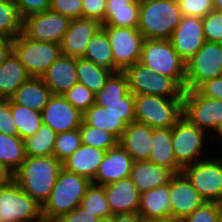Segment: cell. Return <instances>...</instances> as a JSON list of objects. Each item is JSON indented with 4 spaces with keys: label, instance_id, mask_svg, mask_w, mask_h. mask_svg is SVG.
<instances>
[{
    "label": "cell",
    "instance_id": "ffe728a7",
    "mask_svg": "<svg viewBox=\"0 0 222 222\" xmlns=\"http://www.w3.org/2000/svg\"><path fill=\"white\" fill-rule=\"evenodd\" d=\"M53 95H64L76 83V58L60 55L41 76Z\"/></svg>",
    "mask_w": 222,
    "mask_h": 222
},
{
    "label": "cell",
    "instance_id": "cb8c5ba5",
    "mask_svg": "<svg viewBox=\"0 0 222 222\" xmlns=\"http://www.w3.org/2000/svg\"><path fill=\"white\" fill-rule=\"evenodd\" d=\"M173 175L171 170L148 160L133 162L130 172V178L140 194L169 183Z\"/></svg>",
    "mask_w": 222,
    "mask_h": 222
},
{
    "label": "cell",
    "instance_id": "ee69618b",
    "mask_svg": "<svg viewBox=\"0 0 222 222\" xmlns=\"http://www.w3.org/2000/svg\"><path fill=\"white\" fill-rule=\"evenodd\" d=\"M202 21L205 40L222 44V12L213 9Z\"/></svg>",
    "mask_w": 222,
    "mask_h": 222
},
{
    "label": "cell",
    "instance_id": "44dd1931",
    "mask_svg": "<svg viewBox=\"0 0 222 222\" xmlns=\"http://www.w3.org/2000/svg\"><path fill=\"white\" fill-rule=\"evenodd\" d=\"M153 128L138 122L127 125L119 144L132 157L134 162L147 161L153 145Z\"/></svg>",
    "mask_w": 222,
    "mask_h": 222
},
{
    "label": "cell",
    "instance_id": "e575fe53",
    "mask_svg": "<svg viewBox=\"0 0 222 222\" xmlns=\"http://www.w3.org/2000/svg\"><path fill=\"white\" fill-rule=\"evenodd\" d=\"M23 18L13 0L0 1V36L15 39L22 33Z\"/></svg>",
    "mask_w": 222,
    "mask_h": 222
},
{
    "label": "cell",
    "instance_id": "52a82bcc",
    "mask_svg": "<svg viewBox=\"0 0 222 222\" xmlns=\"http://www.w3.org/2000/svg\"><path fill=\"white\" fill-rule=\"evenodd\" d=\"M182 116L191 124L204 130L212 137L215 144L219 143V129L222 123V100L201 96L195 89L184 90Z\"/></svg>",
    "mask_w": 222,
    "mask_h": 222
},
{
    "label": "cell",
    "instance_id": "c3c4849f",
    "mask_svg": "<svg viewBox=\"0 0 222 222\" xmlns=\"http://www.w3.org/2000/svg\"><path fill=\"white\" fill-rule=\"evenodd\" d=\"M0 133L18 135V131L11 113V99H0Z\"/></svg>",
    "mask_w": 222,
    "mask_h": 222
},
{
    "label": "cell",
    "instance_id": "30bf717a",
    "mask_svg": "<svg viewBox=\"0 0 222 222\" xmlns=\"http://www.w3.org/2000/svg\"><path fill=\"white\" fill-rule=\"evenodd\" d=\"M42 217V206L17 183L0 186V222H37Z\"/></svg>",
    "mask_w": 222,
    "mask_h": 222
},
{
    "label": "cell",
    "instance_id": "5bb4252c",
    "mask_svg": "<svg viewBox=\"0 0 222 222\" xmlns=\"http://www.w3.org/2000/svg\"><path fill=\"white\" fill-rule=\"evenodd\" d=\"M173 49L186 63L206 42L201 17L182 16L181 22L173 31L171 38Z\"/></svg>",
    "mask_w": 222,
    "mask_h": 222
},
{
    "label": "cell",
    "instance_id": "f907efd6",
    "mask_svg": "<svg viewBox=\"0 0 222 222\" xmlns=\"http://www.w3.org/2000/svg\"><path fill=\"white\" fill-rule=\"evenodd\" d=\"M21 17L49 10L51 0H13Z\"/></svg>",
    "mask_w": 222,
    "mask_h": 222
},
{
    "label": "cell",
    "instance_id": "e0dca14e",
    "mask_svg": "<svg viewBox=\"0 0 222 222\" xmlns=\"http://www.w3.org/2000/svg\"><path fill=\"white\" fill-rule=\"evenodd\" d=\"M101 27L102 24L95 19H71L68 30L60 43L61 54L75 58L83 57L88 43Z\"/></svg>",
    "mask_w": 222,
    "mask_h": 222
},
{
    "label": "cell",
    "instance_id": "f5cc1de1",
    "mask_svg": "<svg viewBox=\"0 0 222 222\" xmlns=\"http://www.w3.org/2000/svg\"><path fill=\"white\" fill-rule=\"evenodd\" d=\"M98 216L90 214L80 206L58 218L59 222H97Z\"/></svg>",
    "mask_w": 222,
    "mask_h": 222
},
{
    "label": "cell",
    "instance_id": "9c48e42d",
    "mask_svg": "<svg viewBox=\"0 0 222 222\" xmlns=\"http://www.w3.org/2000/svg\"><path fill=\"white\" fill-rule=\"evenodd\" d=\"M13 52L31 77H41L61 55L60 44L27 38L23 33L13 39Z\"/></svg>",
    "mask_w": 222,
    "mask_h": 222
},
{
    "label": "cell",
    "instance_id": "4316f807",
    "mask_svg": "<svg viewBox=\"0 0 222 222\" xmlns=\"http://www.w3.org/2000/svg\"><path fill=\"white\" fill-rule=\"evenodd\" d=\"M148 161L171 170L174 174L182 172L175 160L172 146V127L153 130V145Z\"/></svg>",
    "mask_w": 222,
    "mask_h": 222
},
{
    "label": "cell",
    "instance_id": "8fae6325",
    "mask_svg": "<svg viewBox=\"0 0 222 222\" xmlns=\"http://www.w3.org/2000/svg\"><path fill=\"white\" fill-rule=\"evenodd\" d=\"M101 28L110 42L114 58V72L124 71L127 67L139 62L144 37L138 28L114 26Z\"/></svg>",
    "mask_w": 222,
    "mask_h": 222
},
{
    "label": "cell",
    "instance_id": "7402d4cb",
    "mask_svg": "<svg viewBox=\"0 0 222 222\" xmlns=\"http://www.w3.org/2000/svg\"><path fill=\"white\" fill-rule=\"evenodd\" d=\"M105 153V150L82 144L63 162V168L92 182Z\"/></svg>",
    "mask_w": 222,
    "mask_h": 222
},
{
    "label": "cell",
    "instance_id": "7a4b0ae2",
    "mask_svg": "<svg viewBox=\"0 0 222 222\" xmlns=\"http://www.w3.org/2000/svg\"><path fill=\"white\" fill-rule=\"evenodd\" d=\"M182 16L178 0H140L138 30L144 39L169 40Z\"/></svg>",
    "mask_w": 222,
    "mask_h": 222
},
{
    "label": "cell",
    "instance_id": "7bdbcfd3",
    "mask_svg": "<svg viewBox=\"0 0 222 222\" xmlns=\"http://www.w3.org/2000/svg\"><path fill=\"white\" fill-rule=\"evenodd\" d=\"M63 96L81 113H84L94 105L95 94L79 82L69 89Z\"/></svg>",
    "mask_w": 222,
    "mask_h": 222
},
{
    "label": "cell",
    "instance_id": "d6a6232c",
    "mask_svg": "<svg viewBox=\"0 0 222 222\" xmlns=\"http://www.w3.org/2000/svg\"><path fill=\"white\" fill-rule=\"evenodd\" d=\"M56 134L51 127L42 124L34 135L23 140L26 157L52 156Z\"/></svg>",
    "mask_w": 222,
    "mask_h": 222
},
{
    "label": "cell",
    "instance_id": "d590c367",
    "mask_svg": "<svg viewBox=\"0 0 222 222\" xmlns=\"http://www.w3.org/2000/svg\"><path fill=\"white\" fill-rule=\"evenodd\" d=\"M129 93L128 79L123 71L113 72L105 86L95 93L94 102L120 101Z\"/></svg>",
    "mask_w": 222,
    "mask_h": 222
},
{
    "label": "cell",
    "instance_id": "9a60e30c",
    "mask_svg": "<svg viewBox=\"0 0 222 222\" xmlns=\"http://www.w3.org/2000/svg\"><path fill=\"white\" fill-rule=\"evenodd\" d=\"M169 192L171 217L179 221L206 202L182 172L170 179Z\"/></svg>",
    "mask_w": 222,
    "mask_h": 222
},
{
    "label": "cell",
    "instance_id": "8d00e7d4",
    "mask_svg": "<svg viewBox=\"0 0 222 222\" xmlns=\"http://www.w3.org/2000/svg\"><path fill=\"white\" fill-rule=\"evenodd\" d=\"M80 207L99 218L112 216L104 186L91 183L80 203Z\"/></svg>",
    "mask_w": 222,
    "mask_h": 222
},
{
    "label": "cell",
    "instance_id": "74e56055",
    "mask_svg": "<svg viewBox=\"0 0 222 222\" xmlns=\"http://www.w3.org/2000/svg\"><path fill=\"white\" fill-rule=\"evenodd\" d=\"M82 144L108 151L119 144V140L110 132L92 127L83 120L79 127Z\"/></svg>",
    "mask_w": 222,
    "mask_h": 222
},
{
    "label": "cell",
    "instance_id": "681fc988",
    "mask_svg": "<svg viewBox=\"0 0 222 222\" xmlns=\"http://www.w3.org/2000/svg\"><path fill=\"white\" fill-rule=\"evenodd\" d=\"M83 18L98 20L105 24L106 0H83Z\"/></svg>",
    "mask_w": 222,
    "mask_h": 222
},
{
    "label": "cell",
    "instance_id": "6125c7cd",
    "mask_svg": "<svg viewBox=\"0 0 222 222\" xmlns=\"http://www.w3.org/2000/svg\"><path fill=\"white\" fill-rule=\"evenodd\" d=\"M97 222H112V216L105 217V218H99Z\"/></svg>",
    "mask_w": 222,
    "mask_h": 222
},
{
    "label": "cell",
    "instance_id": "6f0895ef",
    "mask_svg": "<svg viewBox=\"0 0 222 222\" xmlns=\"http://www.w3.org/2000/svg\"><path fill=\"white\" fill-rule=\"evenodd\" d=\"M143 222H181L179 220L171 218H162V219H154V220H143Z\"/></svg>",
    "mask_w": 222,
    "mask_h": 222
},
{
    "label": "cell",
    "instance_id": "db71d44e",
    "mask_svg": "<svg viewBox=\"0 0 222 222\" xmlns=\"http://www.w3.org/2000/svg\"><path fill=\"white\" fill-rule=\"evenodd\" d=\"M13 52V39L0 36V66Z\"/></svg>",
    "mask_w": 222,
    "mask_h": 222
},
{
    "label": "cell",
    "instance_id": "836d02e7",
    "mask_svg": "<svg viewBox=\"0 0 222 222\" xmlns=\"http://www.w3.org/2000/svg\"><path fill=\"white\" fill-rule=\"evenodd\" d=\"M11 113L18 131V136L23 140L34 135L43 124L42 112H37L15 104L12 100Z\"/></svg>",
    "mask_w": 222,
    "mask_h": 222
},
{
    "label": "cell",
    "instance_id": "d6986e66",
    "mask_svg": "<svg viewBox=\"0 0 222 222\" xmlns=\"http://www.w3.org/2000/svg\"><path fill=\"white\" fill-rule=\"evenodd\" d=\"M111 215L137 213L140 193L130 177L104 186Z\"/></svg>",
    "mask_w": 222,
    "mask_h": 222
},
{
    "label": "cell",
    "instance_id": "d4e9b609",
    "mask_svg": "<svg viewBox=\"0 0 222 222\" xmlns=\"http://www.w3.org/2000/svg\"><path fill=\"white\" fill-rule=\"evenodd\" d=\"M53 94L41 77H30L10 98L15 104L42 112Z\"/></svg>",
    "mask_w": 222,
    "mask_h": 222
},
{
    "label": "cell",
    "instance_id": "2e32d148",
    "mask_svg": "<svg viewBox=\"0 0 222 222\" xmlns=\"http://www.w3.org/2000/svg\"><path fill=\"white\" fill-rule=\"evenodd\" d=\"M63 95H52L42 110L43 124L51 127L56 133L75 130L80 127L82 116Z\"/></svg>",
    "mask_w": 222,
    "mask_h": 222
},
{
    "label": "cell",
    "instance_id": "f1b7e54d",
    "mask_svg": "<svg viewBox=\"0 0 222 222\" xmlns=\"http://www.w3.org/2000/svg\"><path fill=\"white\" fill-rule=\"evenodd\" d=\"M83 121L95 128L112 133L118 140L121 138L127 124L120 115L110 113L106 107L94 104L83 115Z\"/></svg>",
    "mask_w": 222,
    "mask_h": 222
},
{
    "label": "cell",
    "instance_id": "f546056e",
    "mask_svg": "<svg viewBox=\"0 0 222 222\" xmlns=\"http://www.w3.org/2000/svg\"><path fill=\"white\" fill-rule=\"evenodd\" d=\"M83 58L92 61L98 68L114 72V58L109 39L101 28L88 43Z\"/></svg>",
    "mask_w": 222,
    "mask_h": 222
},
{
    "label": "cell",
    "instance_id": "ba28073f",
    "mask_svg": "<svg viewBox=\"0 0 222 222\" xmlns=\"http://www.w3.org/2000/svg\"><path fill=\"white\" fill-rule=\"evenodd\" d=\"M182 173L206 202L222 200V157L216 154L182 168Z\"/></svg>",
    "mask_w": 222,
    "mask_h": 222
},
{
    "label": "cell",
    "instance_id": "91938a15",
    "mask_svg": "<svg viewBox=\"0 0 222 222\" xmlns=\"http://www.w3.org/2000/svg\"><path fill=\"white\" fill-rule=\"evenodd\" d=\"M217 208H218V222H222V200L217 202Z\"/></svg>",
    "mask_w": 222,
    "mask_h": 222
},
{
    "label": "cell",
    "instance_id": "94428289",
    "mask_svg": "<svg viewBox=\"0 0 222 222\" xmlns=\"http://www.w3.org/2000/svg\"><path fill=\"white\" fill-rule=\"evenodd\" d=\"M37 222H59V220L42 216Z\"/></svg>",
    "mask_w": 222,
    "mask_h": 222
},
{
    "label": "cell",
    "instance_id": "ac0fdd59",
    "mask_svg": "<svg viewBox=\"0 0 222 222\" xmlns=\"http://www.w3.org/2000/svg\"><path fill=\"white\" fill-rule=\"evenodd\" d=\"M133 162L127 151L118 144L106 151L92 183L105 186L130 177Z\"/></svg>",
    "mask_w": 222,
    "mask_h": 222
},
{
    "label": "cell",
    "instance_id": "816d5d0a",
    "mask_svg": "<svg viewBox=\"0 0 222 222\" xmlns=\"http://www.w3.org/2000/svg\"><path fill=\"white\" fill-rule=\"evenodd\" d=\"M195 90L201 96L222 100V75L211 80L203 81Z\"/></svg>",
    "mask_w": 222,
    "mask_h": 222
},
{
    "label": "cell",
    "instance_id": "bcb514c9",
    "mask_svg": "<svg viewBox=\"0 0 222 222\" xmlns=\"http://www.w3.org/2000/svg\"><path fill=\"white\" fill-rule=\"evenodd\" d=\"M183 16L203 18L213 10V0H178Z\"/></svg>",
    "mask_w": 222,
    "mask_h": 222
},
{
    "label": "cell",
    "instance_id": "7c38bea8",
    "mask_svg": "<svg viewBox=\"0 0 222 222\" xmlns=\"http://www.w3.org/2000/svg\"><path fill=\"white\" fill-rule=\"evenodd\" d=\"M184 90H194L203 81L222 75V44L205 42L200 50L185 63Z\"/></svg>",
    "mask_w": 222,
    "mask_h": 222
},
{
    "label": "cell",
    "instance_id": "680465c9",
    "mask_svg": "<svg viewBox=\"0 0 222 222\" xmlns=\"http://www.w3.org/2000/svg\"><path fill=\"white\" fill-rule=\"evenodd\" d=\"M213 9L222 12V0H213Z\"/></svg>",
    "mask_w": 222,
    "mask_h": 222
},
{
    "label": "cell",
    "instance_id": "603a6c76",
    "mask_svg": "<svg viewBox=\"0 0 222 222\" xmlns=\"http://www.w3.org/2000/svg\"><path fill=\"white\" fill-rule=\"evenodd\" d=\"M169 183L140 194L138 214L143 220L171 218Z\"/></svg>",
    "mask_w": 222,
    "mask_h": 222
},
{
    "label": "cell",
    "instance_id": "1f68e13d",
    "mask_svg": "<svg viewBox=\"0 0 222 222\" xmlns=\"http://www.w3.org/2000/svg\"><path fill=\"white\" fill-rule=\"evenodd\" d=\"M78 82L90 89L94 94L100 91L113 73L111 70L98 68L92 61L83 57L76 58Z\"/></svg>",
    "mask_w": 222,
    "mask_h": 222
},
{
    "label": "cell",
    "instance_id": "f6af8a7d",
    "mask_svg": "<svg viewBox=\"0 0 222 222\" xmlns=\"http://www.w3.org/2000/svg\"><path fill=\"white\" fill-rule=\"evenodd\" d=\"M82 2L83 0H51L49 10L70 19L83 18Z\"/></svg>",
    "mask_w": 222,
    "mask_h": 222
},
{
    "label": "cell",
    "instance_id": "277c9868",
    "mask_svg": "<svg viewBox=\"0 0 222 222\" xmlns=\"http://www.w3.org/2000/svg\"><path fill=\"white\" fill-rule=\"evenodd\" d=\"M139 62L153 73L171 77L184 90L186 64L170 40L144 39Z\"/></svg>",
    "mask_w": 222,
    "mask_h": 222
},
{
    "label": "cell",
    "instance_id": "83f0119b",
    "mask_svg": "<svg viewBox=\"0 0 222 222\" xmlns=\"http://www.w3.org/2000/svg\"><path fill=\"white\" fill-rule=\"evenodd\" d=\"M30 77L19 58L12 52L0 66V99H10Z\"/></svg>",
    "mask_w": 222,
    "mask_h": 222
},
{
    "label": "cell",
    "instance_id": "5b68a950",
    "mask_svg": "<svg viewBox=\"0 0 222 222\" xmlns=\"http://www.w3.org/2000/svg\"><path fill=\"white\" fill-rule=\"evenodd\" d=\"M207 141L213 143L212 137L196 125L191 124L184 116L172 126V146L175 160L182 168L211 155L208 146L210 143Z\"/></svg>",
    "mask_w": 222,
    "mask_h": 222
},
{
    "label": "cell",
    "instance_id": "60d3db41",
    "mask_svg": "<svg viewBox=\"0 0 222 222\" xmlns=\"http://www.w3.org/2000/svg\"><path fill=\"white\" fill-rule=\"evenodd\" d=\"M184 90L171 78L161 73H152L150 95L171 99H183Z\"/></svg>",
    "mask_w": 222,
    "mask_h": 222
},
{
    "label": "cell",
    "instance_id": "8992f818",
    "mask_svg": "<svg viewBox=\"0 0 222 222\" xmlns=\"http://www.w3.org/2000/svg\"><path fill=\"white\" fill-rule=\"evenodd\" d=\"M135 100V122L153 129L171 128L183 113V99L138 94Z\"/></svg>",
    "mask_w": 222,
    "mask_h": 222
},
{
    "label": "cell",
    "instance_id": "4fadbf2b",
    "mask_svg": "<svg viewBox=\"0 0 222 222\" xmlns=\"http://www.w3.org/2000/svg\"><path fill=\"white\" fill-rule=\"evenodd\" d=\"M70 22L69 17L46 10L25 17L22 33L29 39L60 44Z\"/></svg>",
    "mask_w": 222,
    "mask_h": 222
},
{
    "label": "cell",
    "instance_id": "6da1fadb",
    "mask_svg": "<svg viewBox=\"0 0 222 222\" xmlns=\"http://www.w3.org/2000/svg\"><path fill=\"white\" fill-rule=\"evenodd\" d=\"M63 163L55 156L26 157L13 180L41 206L48 200Z\"/></svg>",
    "mask_w": 222,
    "mask_h": 222
},
{
    "label": "cell",
    "instance_id": "3957f363",
    "mask_svg": "<svg viewBox=\"0 0 222 222\" xmlns=\"http://www.w3.org/2000/svg\"><path fill=\"white\" fill-rule=\"evenodd\" d=\"M92 182L86 177L66 171L59 172L48 200L42 206V216L58 219L80 206Z\"/></svg>",
    "mask_w": 222,
    "mask_h": 222
},
{
    "label": "cell",
    "instance_id": "9f6ffc18",
    "mask_svg": "<svg viewBox=\"0 0 222 222\" xmlns=\"http://www.w3.org/2000/svg\"><path fill=\"white\" fill-rule=\"evenodd\" d=\"M13 180L11 171L0 162V186L10 183Z\"/></svg>",
    "mask_w": 222,
    "mask_h": 222
},
{
    "label": "cell",
    "instance_id": "ab89813d",
    "mask_svg": "<svg viewBox=\"0 0 222 222\" xmlns=\"http://www.w3.org/2000/svg\"><path fill=\"white\" fill-rule=\"evenodd\" d=\"M82 145L79 128L56 134L53 156L62 163Z\"/></svg>",
    "mask_w": 222,
    "mask_h": 222
},
{
    "label": "cell",
    "instance_id": "11a10c76",
    "mask_svg": "<svg viewBox=\"0 0 222 222\" xmlns=\"http://www.w3.org/2000/svg\"><path fill=\"white\" fill-rule=\"evenodd\" d=\"M112 222H143V218L138 213L118 214L112 216Z\"/></svg>",
    "mask_w": 222,
    "mask_h": 222
},
{
    "label": "cell",
    "instance_id": "e7e4bbea",
    "mask_svg": "<svg viewBox=\"0 0 222 222\" xmlns=\"http://www.w3.org/2000/svg\"><path fill=\"white\" fill-rule=\"evenodd\" d=\"M219 144H221V147H219L220 145ZM216 146H218V148L221 150L220 151V154H222L221 152H222V140L218 143V144H216Z\"/></svg>",
    "mask_w": 222,
    "mask_h": 222
},
{
    "label": "cell",
    "instance_id": "7dc6e473",
    "mask_svg": "<svg viewBox=\"0 0 222 222\" xmlns=\"http://www.w3.org/2000/svg\"><path fill=\"white\" fill-rule=\"evenodd\" d=\"M181 222H218L217 202H204Z\"/></svg>",
    "mask_w": 222,
    "mask_h": 222
},
{
    "label": "cell",
    "instance_id": "4dcf8cb0",
    "mask_svg": "<svg viewBox=\"0 0 222 222\" xmlns=\"http://www.w3.org/2000/svg\"><path fill=\"white\" fill-rule=\"evenodd\" d=\"M25 159L23 139L18 135L0 133V162L14 174Z\"/></svg>",
    "mask_w": 222,
    "mask_h": 222
},
{
    "label": "cell",
    "instance_id": "484cf974",
    "mask_svg": "<svg viewBox=\"0 0 222 222\" xmlns=\"http://www.w3.org/2000/svg\"><path fill=\"white\" fill-rule=\"evenodd\" d=\"M140 0H106L105 24L125 28H138Z\"/></svg>",
    "mask_w": 222,
    "mask_h": 222
},
{
    "label": "cell",
    "instance_id": "be15d7a7",
    "mask_svg": "<svg viewBox=\"0 0 222 222\" xmlns=\"http://www.w3.org/2000/svg\"><path fill=\"white\" fill-rule=\"evenodd\" d=\"M222 140V123H221V127L219 129V142Z\"/></svg>",
    "mask_w": 222,
    "mask_h": 222
},
{
    "label": "cell",
    "instance_id": "f35d334b",
    "mask_svg": "<svg viewBox=\"0 0 222 222\" xmlns=\"http://www.w3.org/2000/svg\"><path fill=\"white\" fill-rule=\"evenodd\" d=\"M123 72L128 79L129 92L133 95H150V82L153 72L149 68L137 62L127 67Z\"/></svg>",
    "mask_w": 222,
    "mask_h": 222
},
{
    "label": "cell",
    "instance_id": "b9f144b4",
    "mask_svg": "<svg viewBox=\"0 0 222 222\" xmlns=\"http://www.w3.org/2000/svg\"><path fill=\"white\" fill-rule=\"evenodd\" d=\"M97 106L106 107L110 113L120 115L121 119L129 125L135 122V100L134 95L129 92L120 101L114 102H94Z\"/></svg>",
    "mask_w": 222,
    "mask_h": 222
}]
</instances>
